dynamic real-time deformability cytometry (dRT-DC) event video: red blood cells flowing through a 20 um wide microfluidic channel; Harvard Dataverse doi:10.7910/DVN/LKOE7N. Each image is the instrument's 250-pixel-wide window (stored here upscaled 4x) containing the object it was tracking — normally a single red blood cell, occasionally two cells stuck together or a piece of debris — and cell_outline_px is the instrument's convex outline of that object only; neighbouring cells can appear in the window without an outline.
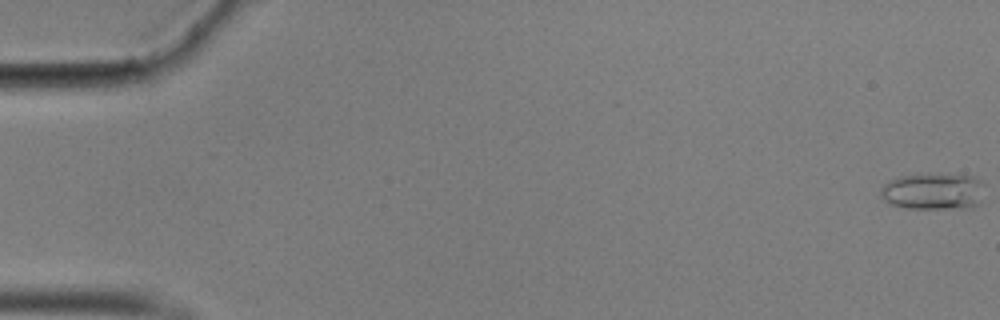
{"species": "common noctule bat (a hibernating species)", "species_latin": "Nyctalus noctula", "temperature_condition": "cold", "stored_images_in_passage": 48, "camera_frame_rate_fps": 3000, "um_per_image_px": 0.085, "animal": {"sex": "male", "body_mass_g": 17.9}, "frame": {"image": 1, "passage_image": 1, "time_ms": 0.0, "image_size_px": [1000, 320], "cell_outline_px": [[984, 184], [980, 204], [972, 208], [908, 208], [888, 204], [880, 196], [880, 188], [888, 180], [900, 176], [976, 176]], "centroid_in_image_um": [79.32, 16.31], "position_along_channel_um": 5.7, "area_um2": 21.91}}
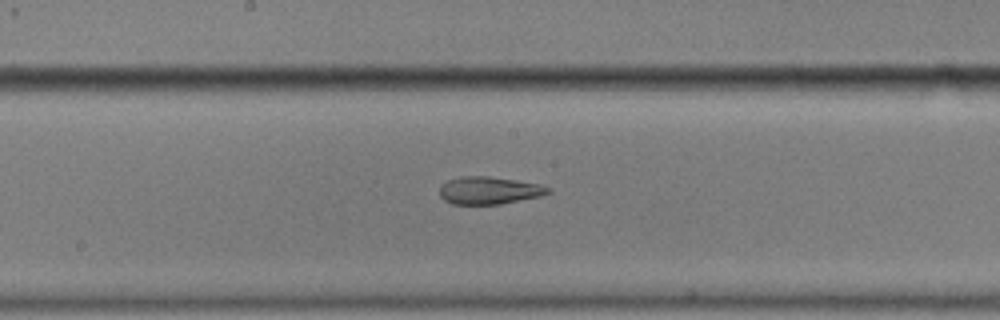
{"frame": {"image": 2, "passage_image": 31, "time_ms": 10.0, "image_size_px": [1000, 320], "cell_outline_px": [[552, 192], [540, 196], [500, 204], [452, 204], [444, 200], [440, 196], [440, 184], [448, 180], [460, 176], [488, 176], [516, 180], [540, 184], [552, 188]], "centroid_in_image_um": [41.57, 16.18], "position_along_channel_um": 206.6, "area_um2": 17.51}}
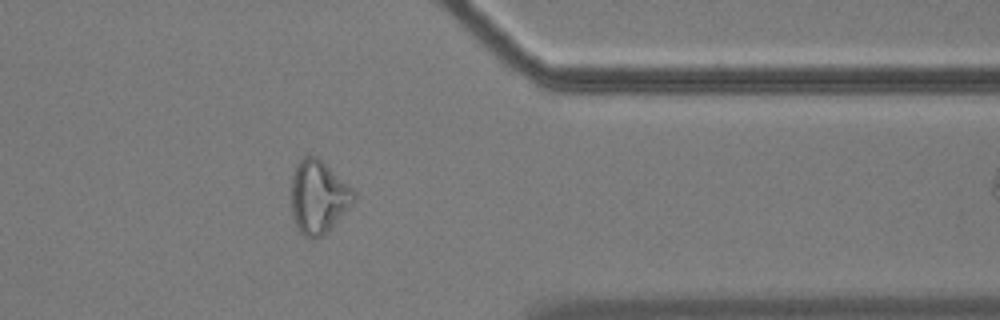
{"frame": {"image": 3, "passage_image": 47, "time_ms": 15.333, "image_size_px": [1000, 320], "cell_outline_px": [[356, 200], [328, 232], [312, 240], [304, 236], [296, 228], [292, 212], [292, 176], [296, 164], [304, 156], [316, 156], [348, 184], [356, 192]], "centroid_in_image_um": [27.07, 16.77], "position_along_channel_um": 384.3, "area_um2": 26.65}}